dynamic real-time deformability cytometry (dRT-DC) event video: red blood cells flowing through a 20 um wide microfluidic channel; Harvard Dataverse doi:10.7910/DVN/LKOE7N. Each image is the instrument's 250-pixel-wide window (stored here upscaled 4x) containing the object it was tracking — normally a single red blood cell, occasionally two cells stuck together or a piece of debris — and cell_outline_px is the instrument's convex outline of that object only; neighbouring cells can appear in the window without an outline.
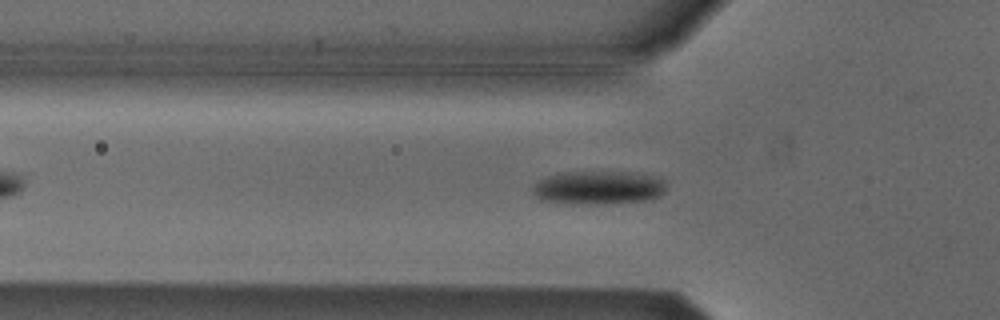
{"species": "Egyptian fruit bat (a non-hibernating species)", "species_latin": "Rousettus aegyptiacus", "temperature_condition": "cold", "stored_images_in_passage": 23, "camera_frame_rate_fps": 3000, "um_per_image_px": 0.085, "animal": {"sex": "male"}, "frame": {"image": 1, "passage_image": 11, "time_ms": 3.333, "image_size_px": [1000, 320], "cell_outline_px": [[664, 192], [660, 196], [648, 200], [608, 204], [572, 204], [540, 200], [528, 188], [544, 176], [556, 172], [636, 172], [652, 176], [664, 180]], "centroid_in_image_um": [50.78, 15.95], "position_along_channel_um": 75.0, "area_um2": 26.65}}
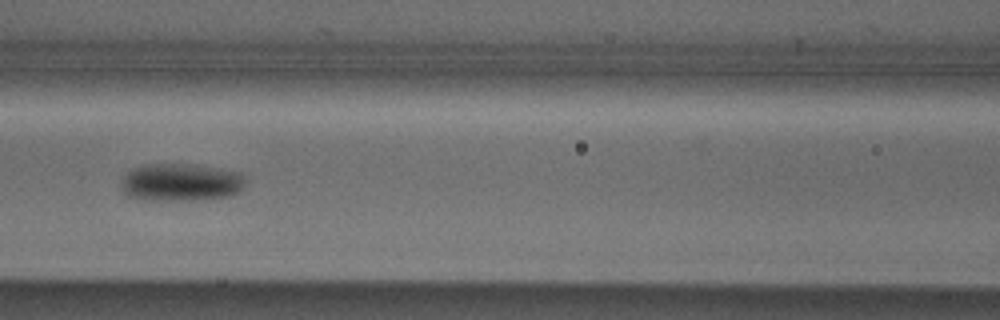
{"frame": {"image": 2, "passage_image": 17, "time_ms": 5.333, "image_size_px": [1000, 320], "cell_outline_px": [[244, 188], [240, 192], [228, 196], [200, 200], [144, 200], [128, 196], [124, 192], [124, 176], [132, 168], [144, 164], [192, 164], [240, 172], [244, 180]], "centroid_in_image_um": [15.4, 15.5], "position_along_channel_um": 151.2, "area_um2": 27.22}}
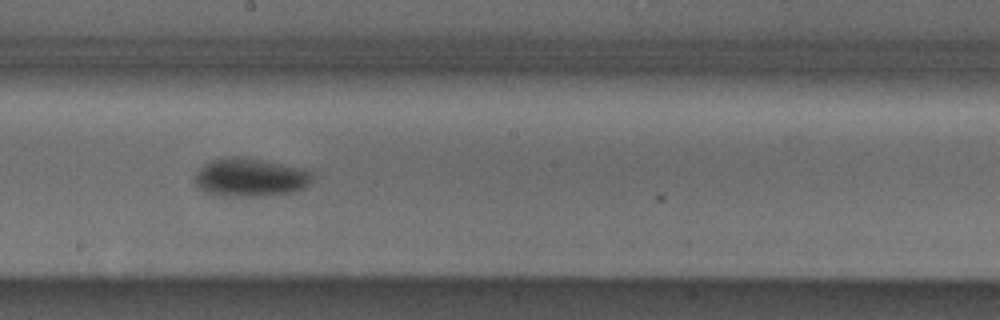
{"frame": {"image": 3, "passage_image": 23, "time_ms": 7.333, "image_size_px": [1000, 320], "cell_outline_px": [[312, 180], [304, 188], [292, 192], [260, 196], [216, 196], [200, 188], [192, 180], [196, 172], [204, 164], [212, 160], [228, 156], [244, 156], [304, 168], [312, 172]], "centroid_in_image_um": [21.26, 15.07], "position_along_channel_um": 226.9, "area_um2": 26.59}}